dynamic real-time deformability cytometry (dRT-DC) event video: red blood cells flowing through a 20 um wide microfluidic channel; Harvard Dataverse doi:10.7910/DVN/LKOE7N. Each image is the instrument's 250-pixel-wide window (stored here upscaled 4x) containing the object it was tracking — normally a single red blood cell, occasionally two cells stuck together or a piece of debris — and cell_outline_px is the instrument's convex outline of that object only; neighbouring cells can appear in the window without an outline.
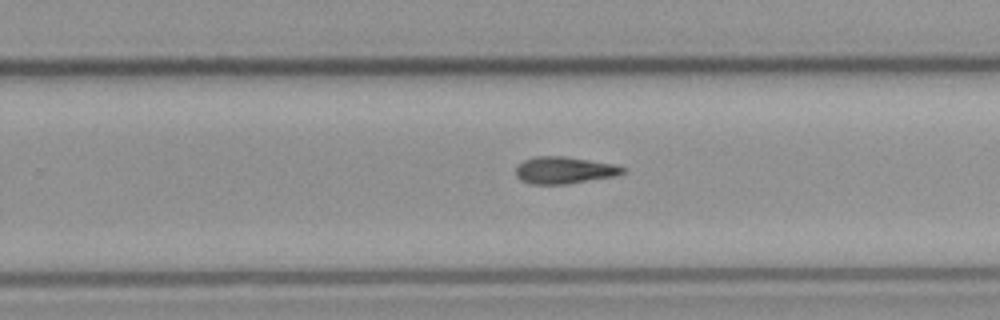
{"species": "common noctule bat (a hibernating species)", "species_latin": "Nyctalus noctula", "temperature_condition": "cold", "stored_images_in_passage": 10, "segment_of_instrument_passage": [2, 2], "camera_frame_rate_fps": 3000, "um_per_image_px": 0.085, "animal": {"sex": "male", "body_mass_g": 23.1, "forearm_length_mm": 52.7}, "frame": {"image": 1, "passage_image": 10, "time_ms": 11.333, "image_size_px": [1000, 320], "cell_outline_px": [[624, 172], [616, 176], [568, 184], [528, 184], [520, 180], [516, 176], [516, 164], [524, 160], [536, 156], [564, 156], [612, 164], [624, 168]], "centroid_in_image_um": [47.9, 14.48], "position_along_channel_um": 281.9, "area_um2": 16.82}}